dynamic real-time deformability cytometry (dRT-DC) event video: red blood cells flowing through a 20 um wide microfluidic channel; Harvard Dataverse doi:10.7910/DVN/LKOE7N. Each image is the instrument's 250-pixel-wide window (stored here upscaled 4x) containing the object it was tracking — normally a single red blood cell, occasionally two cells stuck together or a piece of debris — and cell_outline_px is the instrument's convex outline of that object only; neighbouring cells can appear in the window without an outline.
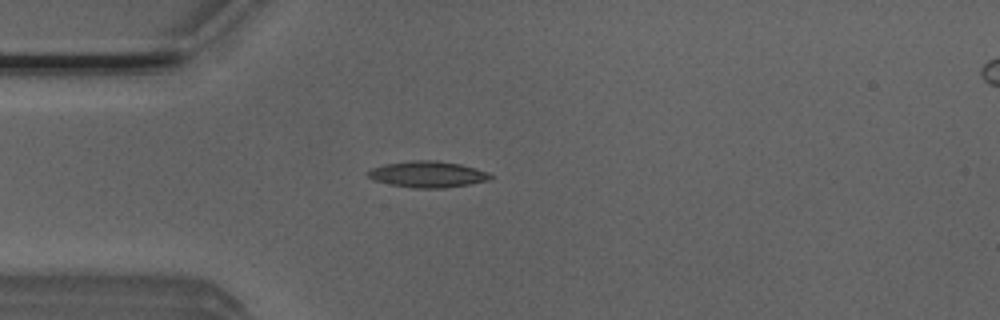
{"species": "Egyptian fruit bat (a non-hibernating species)", "species_latin": "Rousettus aegyptiacus", "temperature_condition": "room temperature", "stored_images_in_passage": 39, "camera_frame_rate_fps": 3000, "um_per_image_px": 0.085, "animal": {"sex": "male"}, "frame": {"image": 1, "passage_image": 1, "time_ms": 0.0, "image_size_px": [1000, 320], "cell_outline_px": [[492, 176], [488, 180], [468, 184], [444, 188], [412, 188], [392, 184], [376, 180], [368, 176], [364, 172], [372, 168], [384, 164], [412, 160], [436, 160], [460, 164], [476, 168], [488, 172]], "centroid_in_image_um": [36.33, 14.8], "position_along_channel_um": 48.7, "area_um2": 18.61}}
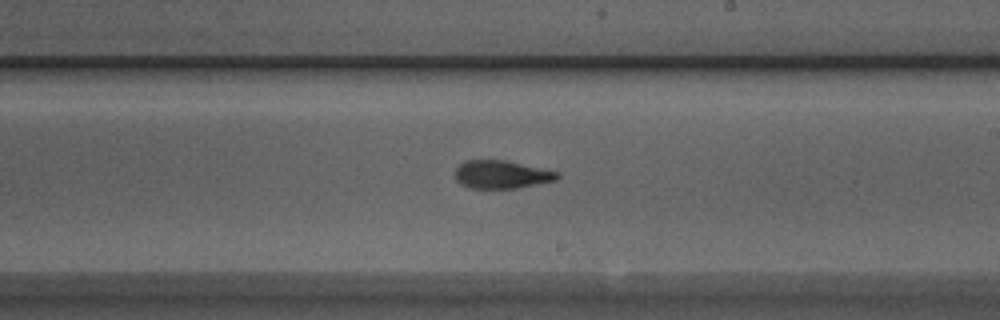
{"frame": {"image": 2, "passage_image": 17, "time_ms": 5.333, "image_size_px": [1000, 320], "cell_outline_px": [[560, 176], [556, 180], [516, 188], [472, 188], [460, 184], [456, 180], [456, 168], [464, 160], [504, 160], [560, 172]], "centroid_in_image_um": [42.63, 14.83], "position_along_channel_um": 246.4, "area_um2": 16.59}}
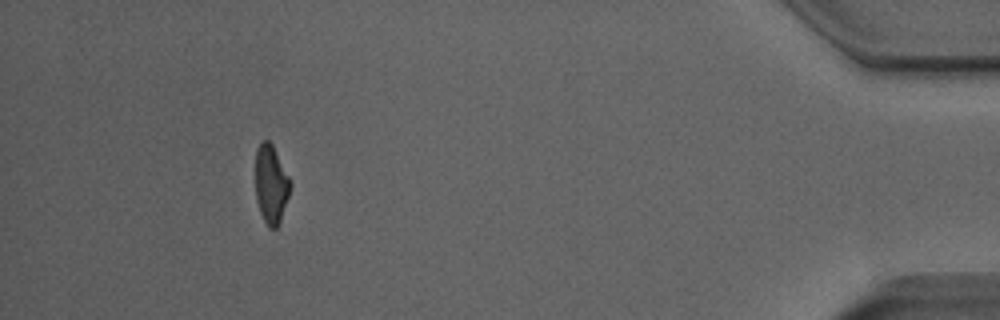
{"frame": {"image": 3, "passage_image": 35, "time_ms": 11.333, "image_size_px": [1000, 320], "cell_outline_px": [[292, 184], [280, 220], [276, 228], [268, 228], [260, 212], [256, 200], [256, 148], [260, 140], [268, 140], [272, 144], [292, 180]], "centroid_in_image_um": [23.04, 15.62], "position_along_channel_um": 412.2, "area_um2": 16.07}, "authors_computed_cell_mechanics": {"area_um2": 17.051, "velocity_mm_per_s": 3.9039, "shape_relaxation_time_tau1_ms": 6.6467, "shape_relaxation_time_tau2_ms": 2.713, "deformation_change_tau1": 0.213, "deformation_change_tau2": 0.1081}}